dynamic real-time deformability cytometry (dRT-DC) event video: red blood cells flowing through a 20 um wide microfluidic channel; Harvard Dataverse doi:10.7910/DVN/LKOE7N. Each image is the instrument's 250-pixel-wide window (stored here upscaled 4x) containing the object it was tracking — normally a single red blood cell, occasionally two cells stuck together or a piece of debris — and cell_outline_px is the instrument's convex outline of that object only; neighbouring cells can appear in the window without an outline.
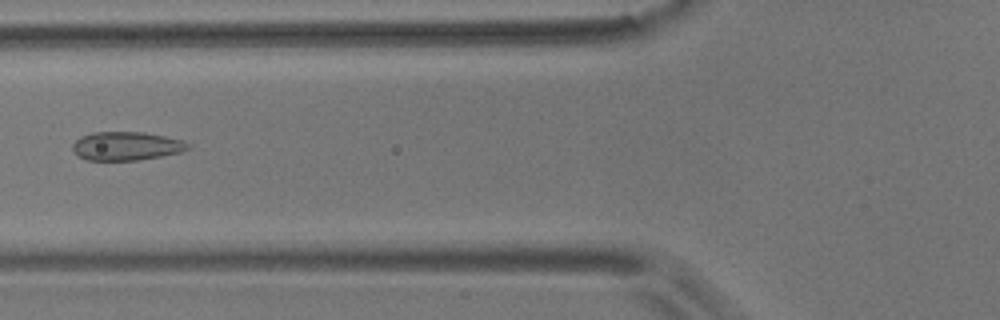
{"species": "common noctule bat (a hibernating species)", "species_latin": "Nyctalus noctula", "temperature_condition": "room temperature", "stored_images_in_passage": 7, "camera_frame_rate_fps": 3000, "um_per_image_px": 0.085, "animal": {"sex": "male", "body_mass_g": 17.9}, "frame": {"image": 1, "passage_image": 3, "time_ms": 0.667, "image_size_px": [1000, 320], "cell_outline_px": [[192, 144], [188, 148], [180, 152], [160, 156], [136, 160], [88, 160], [76, 156], [72, 148], [72, 144], [80, 136], [92, 132], [144, 132], [184, 140]], "centroid_in_image_um": [10.71, 12.4], "position_along_channel_um": 115.1, "area_um2": 19.31}}
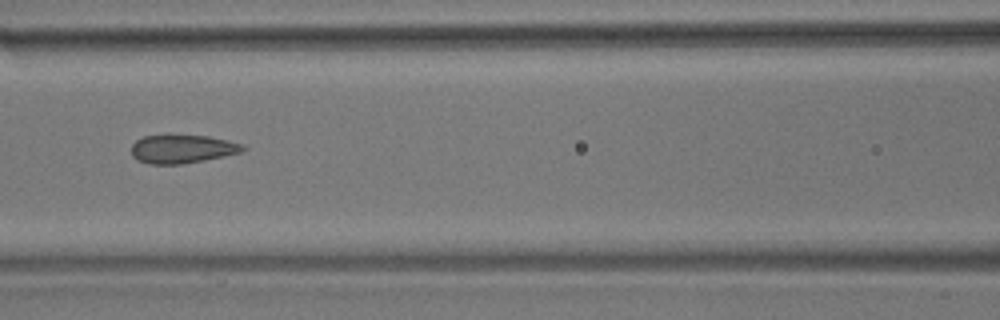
{"frame": {"image": 2, "passage_image": 4, "time_ms": 1.0, "image_size_px": [1000, 320], "cell_outline_px": [[248, 148], [240, 152], [224, 156], [204, 160], [180, 164], [148, 164], [136, 160], [132, 156], [132, 144], [136, 140], [144, 136], [208, 136], [228, 140], [244, 144]], "centroid_in_image_um": [15.5, 12.67], "position_along_channel_um": 151.1, "area_um2": 18.38}}
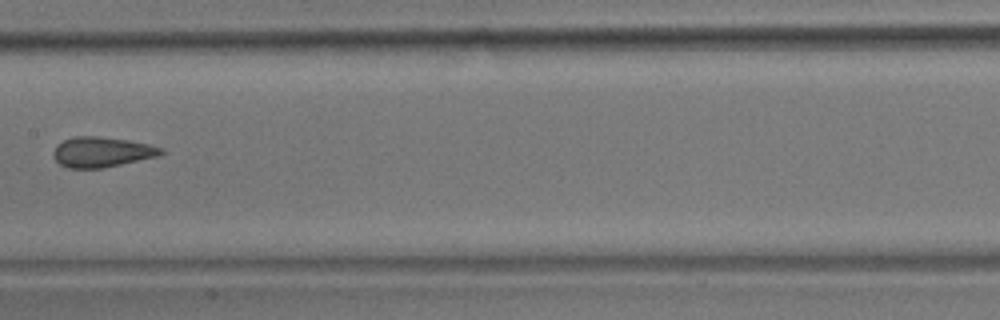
{"frame": {"image": 3, "passage_image": 5, "time_ms": 1.333, "image_size_px": [1000, 320], "cell_outline_px": [[164, 152], [156, 156], [104, 168], [68, 168], [60, 164], [52, 156], [52, 152], [56, 144], [72, 136], [100, 136], [128, 140], [148, 144], [164, 148]], "centroid_in_image_um": [8.6, 12.91], "position_along_channel_um": 198.8, "area_um2": 19.02}}